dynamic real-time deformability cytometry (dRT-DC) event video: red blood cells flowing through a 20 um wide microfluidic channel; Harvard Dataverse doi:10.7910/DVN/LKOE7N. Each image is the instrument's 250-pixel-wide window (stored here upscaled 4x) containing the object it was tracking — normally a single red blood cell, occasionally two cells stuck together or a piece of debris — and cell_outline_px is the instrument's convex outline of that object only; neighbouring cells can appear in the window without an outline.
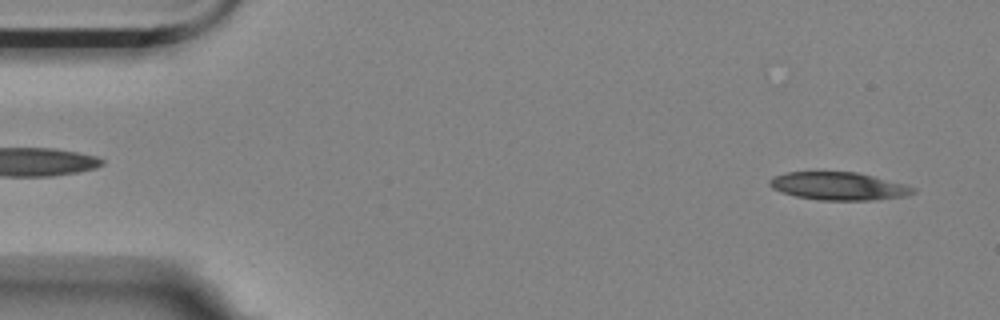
{"species": "Egyptian fruit bat (a non-hibernating species)", "species_latin": "Rousettus aegyptiacus", "temperature_condition": "room temperature", "stored_images_in_passage": 5, "camera_frame_rate_fps": 3000, "um_per_image_px": 0.085, "animal": {"sex": "female"}, "frame": {"image": 1, "passage_image": 2, "time_ms": 0.333, "image_size_px": [1000, 320], "cell_outline_px": [[916, 192], [908, 196], [872, 200], [820, 200], [796, 196], [780, 192], [772, 188], [768, 184], [768, 180], [772, 176], [788, 172], [856, 172], [904, 184], [916, 188]], "centroid_in_image_um": [71.26, 15.82], "position_along_channel_um": 13.7, "area_um2": 23.35}}